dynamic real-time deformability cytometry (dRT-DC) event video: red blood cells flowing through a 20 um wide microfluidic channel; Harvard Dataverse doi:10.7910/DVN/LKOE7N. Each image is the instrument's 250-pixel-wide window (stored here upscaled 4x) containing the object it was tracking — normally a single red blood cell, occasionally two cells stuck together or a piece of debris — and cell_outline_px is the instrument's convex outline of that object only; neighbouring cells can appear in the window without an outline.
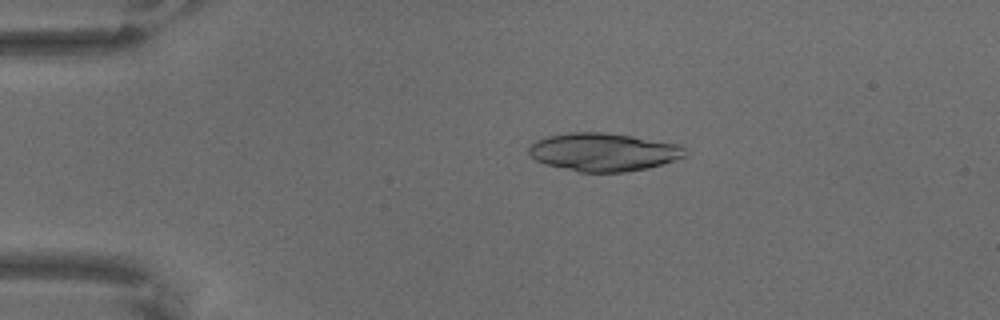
{"species": "common noctule bat (a hibernating species)", "species_latin": "Nyctalus noctula", "temperature_condition": "warm", "stored_images_in_passage": 66, "camera_frame_rate_fps": 3000, "um_per_image_px": 0.085, "animal": {"sex": "male", "body_mass_g": 18.8}, "frame": {"image": 1, "passage_image": 14, "time_ms": 4.333, "image_size_px": [1000, 320], "cell_outline_px": [[684, 156], [648, 168], [624, 172], [580, 172], [544, 164], [536, 160], [528, 152], [528, 148], [536, 140], [548, 136], [568, 132], [604, 132], [632, 136], [676, 144], [684, 148]], "centroid_in_image_um": [51.22, 12.92], "position_along_channel_um": 33.8, "area_um2": 34.33}}